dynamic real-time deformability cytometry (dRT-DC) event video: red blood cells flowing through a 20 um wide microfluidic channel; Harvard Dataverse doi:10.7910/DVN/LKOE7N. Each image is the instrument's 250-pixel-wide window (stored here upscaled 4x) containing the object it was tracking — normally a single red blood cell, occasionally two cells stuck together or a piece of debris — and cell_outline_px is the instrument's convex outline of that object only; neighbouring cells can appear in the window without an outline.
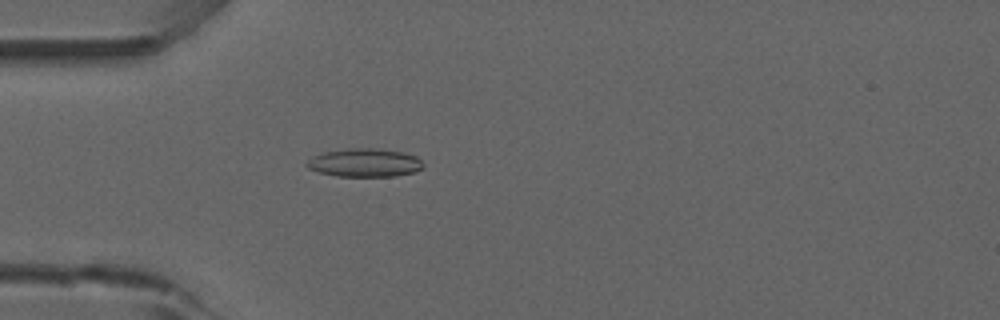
{"species": "common noctule bat (a hibernating species)", "species_latin": "Nyctalus noctula", "temperature_condition": "room temperature", "stored_images_in_passage": 41, "camera_frame_rate_fps": 3000, "um_per_image_px": 0.085, "animal": {"sex": "male", "forearm_length_mm": 52.5}, "frame": {"image": 1, "passage_image": 4, "time_ms": 1.0, "image_size_px": [1000, 320], "cell_outline_px": [[424, 168], [416, 172], [396, 176], [336, 176], [320, 172], [308, 168], [304, 164], [312, 156], [324, 152], [352, 148], [376, 148], [400, 152], [416, 156], [424, 164]], "centroid_in_image_um": [31.01, 13.84], "position_along_channel_um": 54.0, "area_um2": 19.25}}
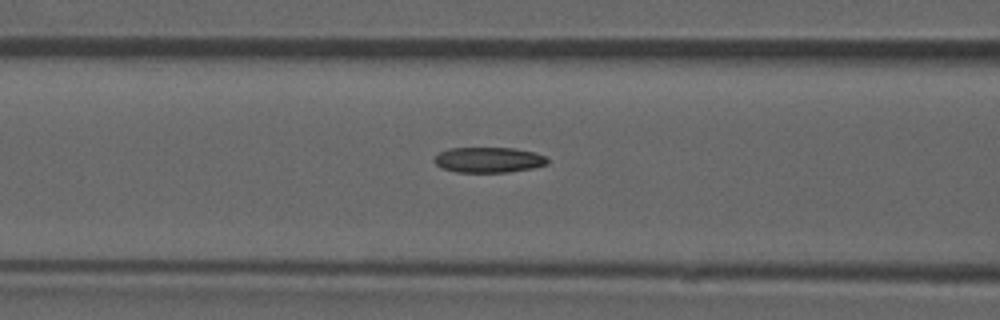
{"frame": {"image": 2, "passage_image": 10, "time_ms": 3.0, "image_size_px": [1000, 320], "cell_outline_px": [[548, 164], [532, 168], [508, 172], [456, 172], [440, 168], [432, 160], [440, 152], [448, 148], [516, 148], [532, 152], [544, 156], [548, 160]], "centroid_in_image_um": [41.49, 13.59], "position_along_channel_um": 125.1, "area_um2": 16.76}}
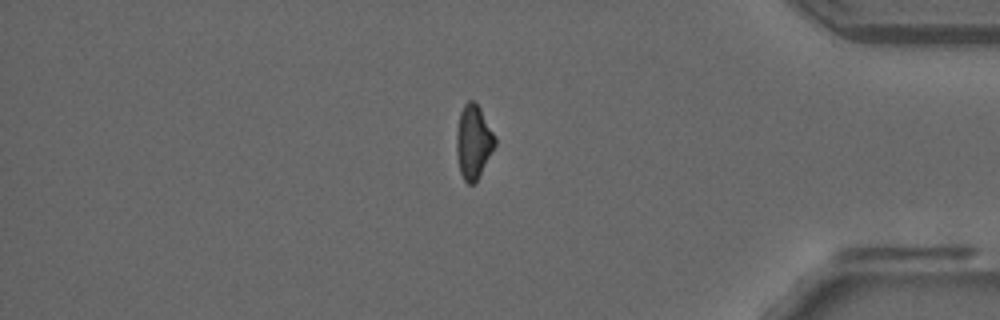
{"frame": {"image": 3, "passage_image": 33, "time_ms": 10.667, "image_size_px": [1000, 320], "cell_outline_px": [[496, 144], [476, 180], [472, 184], [468, 184], [464, 180], [460, 172], [456, 152], [456, 132], [460, 112], [464, 104], [468, 100], [476, 100], [496, 136]], "centroid_in_image_um": [40.23, 11.99], "position_along_channel_um": 395.0, "area_um2": 16.59}, "authors_computed_cell_mechanics": {"area_um2": 17.051, "velocity_mm_per_s": 3.9107, "shape_relaxation_time_tau1_ms": null, "shape_relaxation_time_tau2_ms": 4.1651, "deformation_change_tau1": null, "deformation_change_tau2": 0.1133}}